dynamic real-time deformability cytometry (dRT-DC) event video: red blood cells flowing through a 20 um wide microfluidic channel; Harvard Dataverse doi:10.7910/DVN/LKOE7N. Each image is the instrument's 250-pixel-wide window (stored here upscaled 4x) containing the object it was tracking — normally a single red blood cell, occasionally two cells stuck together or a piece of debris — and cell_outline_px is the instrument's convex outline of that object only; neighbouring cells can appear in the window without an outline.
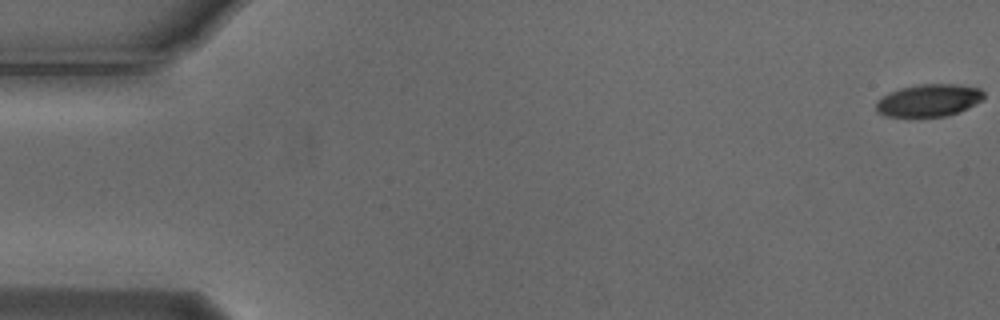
{"species": "Egyptian fruit bat (a non-hibernating species)", "species_latin": "Rousettus aegyptiacus", "temperature_condition": "cold", "stored_images_in_passage": 7, "camera_frame_rate_fps": 3000, "um_per_image_px": 0.085, "animal": {"sex": "male"}, "frame": {"image": 1, "passage_image": 1, "time_ms": 0.0, "image_size_px": [1000, 320], "cell_outline_px": [[984, 96], [980, 100], [968, 108], [944, 116], [888, 116], [876, 112], [876, 104], [884, 96], [900, 88], [920, 84], [956, 84], [980, 88], [984, 92]], "centroid_in_image_um": [78.97, 8.52], "position_along_channel_um": 6.0, "area_um2": 19.88}}
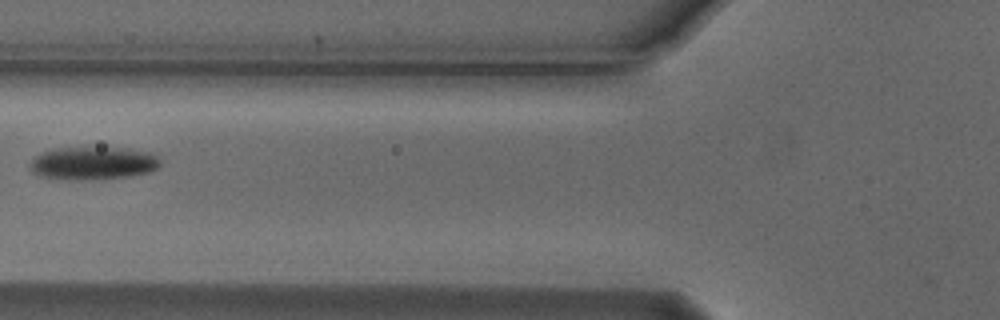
{"frame": {"image": 2, "passage_image": 6, "time_ms": 1.667, "image_size_px": [1000, 320], "cell_outline_px": [[160, 164], [156, 168], [148, 172], [128, 176], [92, 180], [76, 180], [40, 176], [32, 172], [32, 160], [40, 152], [52, 148], [88, 144], [132, 148], [152, 152], [160, 160]], "centroid_in_image_um": [7.92, 13.8], "position_along_channel_um": 117.9, "area_um2": 26.13}}
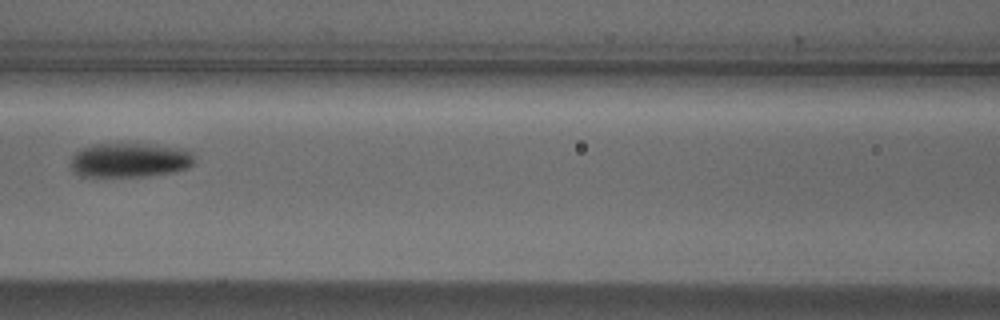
{"frame": {"image": 3, "passage_image": 7, "time_ms": 2.0, "image_size_px": [1000, 320], "cell_outline_px": [[192, 164], [188, 168], [172, 172], [144, 176], [80, 176], [72, 172], [72, 156], [80, 148], [92, 144], [152, 144], [188, 148], [192, 152]], "centroid_in_image_um": [11.03, 13.59], "position_along_channel_um": 155.6, "area_um2": 24.91}}